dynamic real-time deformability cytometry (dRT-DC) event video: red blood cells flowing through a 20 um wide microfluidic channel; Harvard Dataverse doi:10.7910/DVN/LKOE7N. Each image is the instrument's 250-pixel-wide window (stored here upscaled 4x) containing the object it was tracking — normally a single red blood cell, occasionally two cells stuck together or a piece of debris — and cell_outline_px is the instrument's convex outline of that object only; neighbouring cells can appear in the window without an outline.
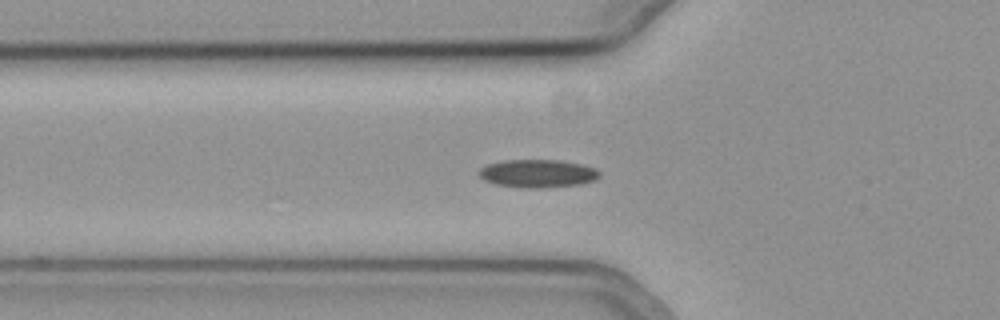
{"species": "common noctule bat (a hibernating species)", "species_latin": "Nyctalus noctula", "temperature_condition": "cold", "stored_images_in_passage": 38, "camera_frame_rate_fps": 3000, "um_per_image_px": 0.085, "animal": {"sex": "female", "body_mass_g": 19.3, "forearm_length_mm": 54.1}, "frame": {"image": 1, "passage_image": 10, "time_ms": 3.0, "image_size_px": [1000, 320], "cell_outline_px": [[600, 176], [596, 180], [580, 184], [544, 188], [524, 188], [496, 184], [484, 180], [476, 172], [480, 168], [488, 164], [504, 160], [560, 160], [584, 164], [596, 168], [600, 172]], "centroid_in_image_um": [45.73, 14.74], "position_along_channel_um": 80.1, "area_um2": 19.94}}
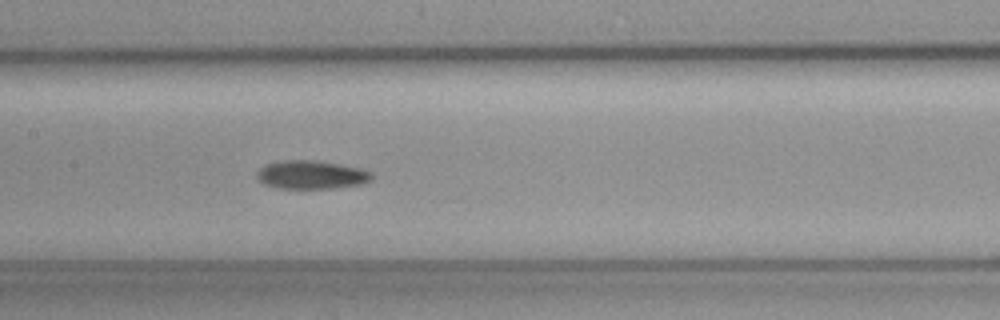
{"frame": {"image": 2, "passage_image": 18, "time_ms": 5.667, "image_size_px": [1000, 320], "cell_outline_px": [[372, 180], [360, 184], [332, 188], [276, 188], [264, 184], [256, 176], [256, 172], [260, 168], [268, 164], [284, 160], [316, 160], [340, 164], [360, 168], [372, 172]], "centroid_in_image_um": [26.47, 14.85], "position_along_channel_um": 180.9, "area_um2": 18.96}}
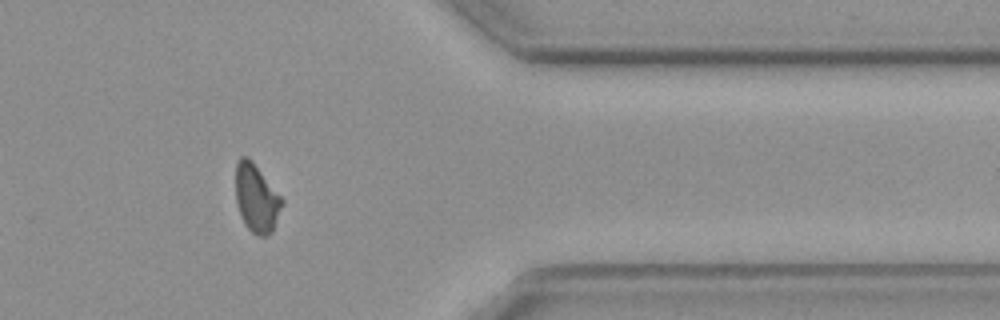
{"frame": {"image": 3, "passage_image": 36, "time_ms": 11.667, "image_size_px": [1000, 320], "cell_outline_px": [[284, 204], [272, 232], [268, 236], [260, 236], [252, 232], [244, 224], [240, 216], [236, 204], [236, 164], [240, 156], [248, 156], [252, 160], [284, 200]], "centroid_in_image_um": [21.8, 16.86], "position_along_channel_um": 389.6, "area_um2": 18.61}, "authors_computed_cell_mechanics": {"area_um2": 19.2185, "velocity_mm_per_s": 3.7653, "shape_relaxation_time_tau1_ms": null, "shape_relaxation_time_tau2_ms": 9.8677, "deformation_change_tau1": null, "deformation_change_tau2": 0.1712}}